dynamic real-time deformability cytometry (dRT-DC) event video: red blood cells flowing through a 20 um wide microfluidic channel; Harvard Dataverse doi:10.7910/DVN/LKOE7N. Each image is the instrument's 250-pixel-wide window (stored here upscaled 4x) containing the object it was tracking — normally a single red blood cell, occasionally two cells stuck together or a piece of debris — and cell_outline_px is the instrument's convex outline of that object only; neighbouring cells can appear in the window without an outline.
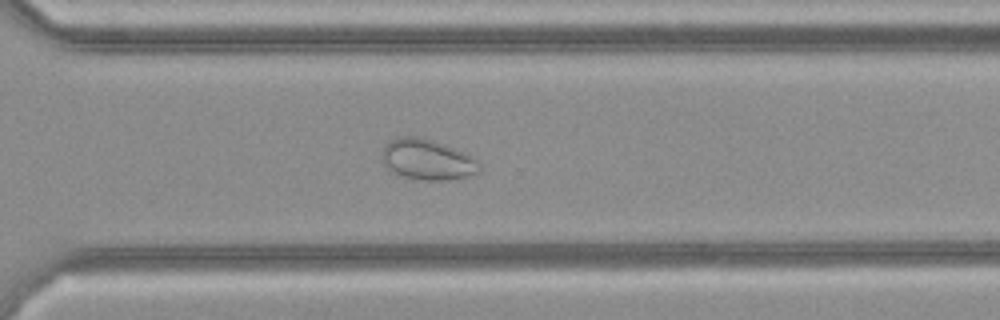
{"species": "common noctule bat (a hibernating species)", "species_latin": "Nyctalus noctula", "temperature_condition": "cold", "stored_images_in_passage": 37, "camera_frame_rate_fps": 3000, "um_per_image_px": 0.085, "animal": {"sex": "female", "body_mass_g": 21.9}, "frame": {"image": 1, "passage_image": 27, "time_ms": 8.667, "image_size_px": [1000, 320], "cell_outline_px": [[480, 172], [468, 176], [448, 180], [424, 180], [404, 176], [392, 172], [384, 164], [380, 156], [380, 152], [396, 136], [424, 136], [444, 144], [472, 156], [480, 164]], "centroid_in_image_um": [36.31, 13.55], "position_along_channel_um": 334.3, "area_um2": 23.18}}